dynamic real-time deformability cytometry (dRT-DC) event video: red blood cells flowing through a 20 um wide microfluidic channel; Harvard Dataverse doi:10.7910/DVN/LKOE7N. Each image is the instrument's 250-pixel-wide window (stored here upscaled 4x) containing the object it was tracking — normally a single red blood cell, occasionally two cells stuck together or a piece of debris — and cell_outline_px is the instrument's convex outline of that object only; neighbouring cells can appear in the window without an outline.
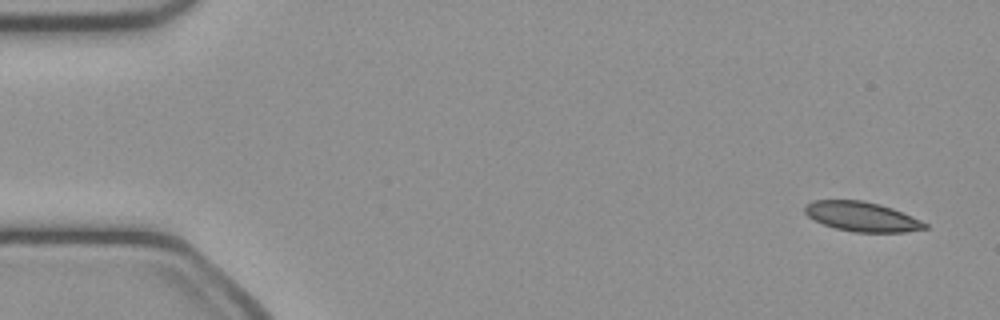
{"species": "common noctule bat (a hibernating species)", "species_latin": "Nyctalus noctula", "temperature_condition": "cold", "stored_images_in_passage": 48, "camera_frame_rate_fps": 3000, "um_per_image_px": 0.085, "animal": {"sex": "female", "body_mass_g": 21.9}, "frame": {"image": 1, "passage_image": 1, "time_ms": 0.0, "image_size_px": [1000, 320], "cell_outline_px": [[928, 228], [904, 232], [856, 232], [836, 228], [824, 224], [808, 216], [804, 212], [804, 204], [812, 200], [864, 200], [880, 204], [892, 208], [912, 216], [928, 224]], "centroid_in_image_um": [73.25, 18.4], "position_along_channel_um": 11.7, "area_um2": 20.69}}
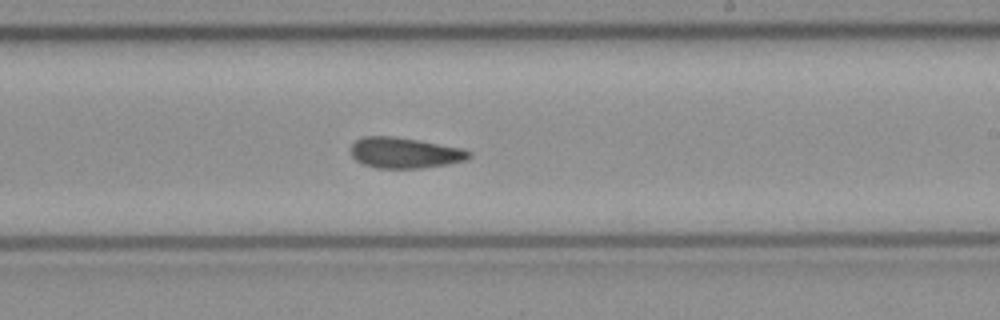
{"frame": {"image": 2, "passage_image": 28, "time_ms": 9.0, "image_size_px": [1000, 320], "cell_outline_px": [[472, 156], [468, 160], [448, 164], [420, 168], [376, 168], [364, 164], [356, 160], [352, 156], [352, 144], [356, 140], [364, 136], [396, 136], [464, 148], [472, 152]], "centroid_in_image_um": [34.46, 12.98], "position_along_channel_um": 254.5, "area_um2": 21.33}}
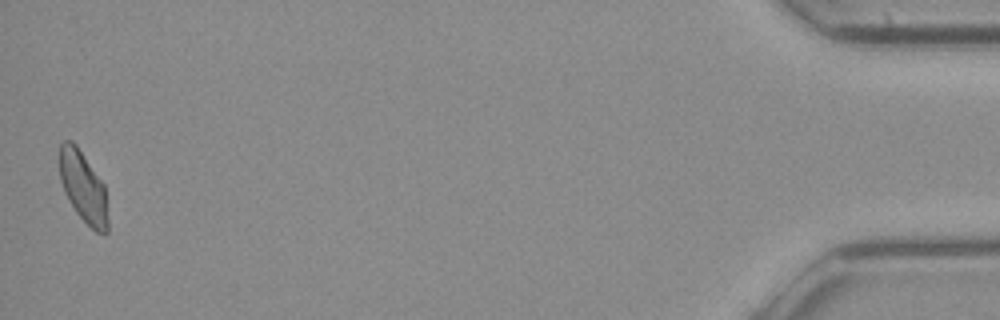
{"frame": {"image": 3, "passage_image": 48, "time_ms": 15.667, "image_size_px": [1000, 320], "cell_outline_px": [[108, 232], [104, 236], [96, 232], [76, 212], [68, 200], [64, 192], [60, 180], [60, 144], [64, 140], [72, 140], [76, 144], [104, 184], [108, 220]], "centroid_in_image_um": [7.08, 15.92], "position_along_channel_um": 428.1, "area_um2": 20.0}, "authors_computed_cell_mechanics": {"area_um2": 21.1548, "velocity_mm_per_s": 4.0729, "shape_relaxation_time_tau1_ms": null, "shape_relaxation_time_tau2_ms": 4.7006, "deformation_change_tau1": null, "deformation_change_tau2": 0.1117}}